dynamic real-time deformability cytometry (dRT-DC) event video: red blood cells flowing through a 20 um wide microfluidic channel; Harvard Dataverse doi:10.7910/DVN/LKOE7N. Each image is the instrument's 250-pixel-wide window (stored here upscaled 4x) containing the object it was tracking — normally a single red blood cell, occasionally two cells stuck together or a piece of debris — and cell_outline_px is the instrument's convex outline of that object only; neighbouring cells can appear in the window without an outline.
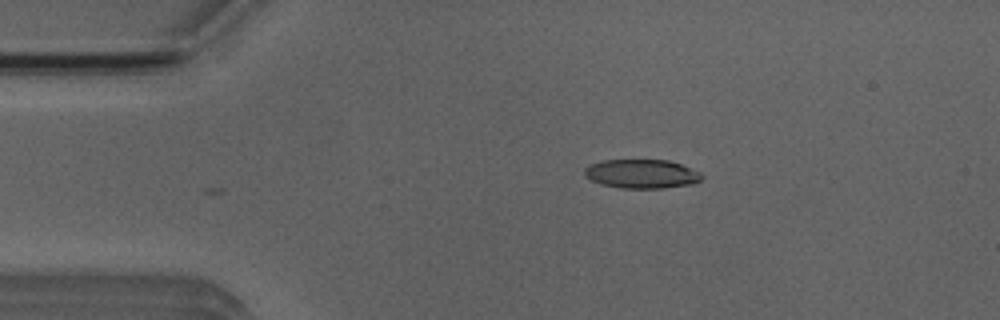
{"species": "Egyptian fruit bat (a non-hibernating species)", "species_latin": "Rousettus aegyptiacus", "temperature_condition": "room temperature", "stored_images_in_passage": 4, "camera_frame_rate_fps": 3000, "um_per_image_px": 0.085, "animal": {"sex": "male"}, "frame": {"image": 1, "passage_image": 4, "time_ms": 1.0, "image_size_px": [1000, 320], "cell_outline_px": [[704, 176], [700, 180], [692, 184], [664, 188], [620, 188], [600, 184], [584, 176], [584, 168], [588, 164], [604, 160], [668, 160], [680, 164], [700, 172]], "centroid_in_image_um": [54.51, 14.78], "position_along_channel_um": 30.5, "area_um2": 19.88}}